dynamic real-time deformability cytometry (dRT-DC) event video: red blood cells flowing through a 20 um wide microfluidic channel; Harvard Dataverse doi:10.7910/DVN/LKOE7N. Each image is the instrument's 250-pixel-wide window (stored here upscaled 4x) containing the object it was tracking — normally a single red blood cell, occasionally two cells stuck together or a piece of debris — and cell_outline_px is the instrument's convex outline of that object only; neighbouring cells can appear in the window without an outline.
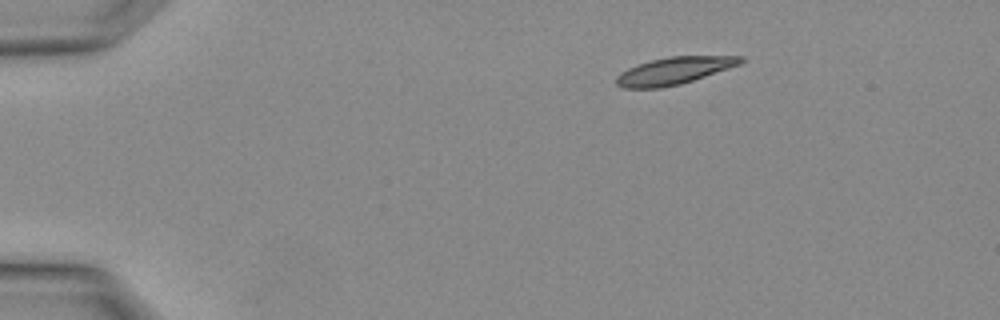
{"species": "Egyptian fruit bat (a non-hibernating species)", "species_latin": "Rousettus aegyptiacus", "temperature_condition": "warm", "stored_images_in_passage": 3, "camera_frame_rate_fps": 3000, "um_per_image_px": 0.085, "animal": {"sex": "female"}, "frame": {"image": 1, "passage_image": 2, "time_ms": 0.333, "image_size_px": [1000, 320], "cell_outline_px": [[744, 60], [740, 64], [680, 84], [660, 88], [624, 88], [616, 84], [616, 76], [620, 72], [628, 68], [652, 60], [668, 56], [744, 56]], "centroid_in_image_um": [57.27, 6.01], "position_along_channel_um": 27.7, "area_um2": 19.42}}
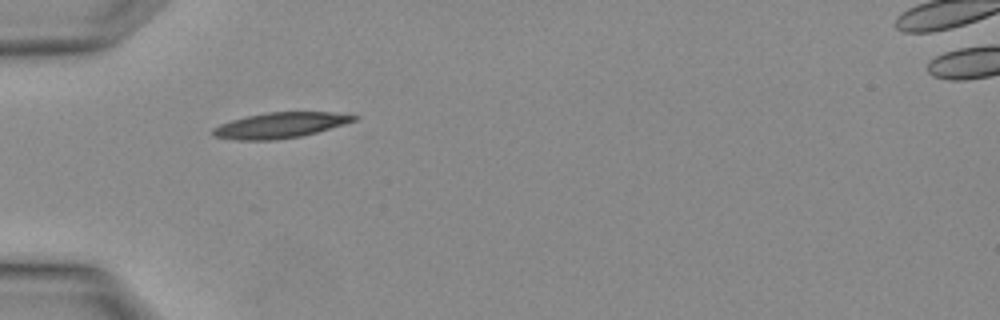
{"frame": {"image": 2, "passage_image": 3, "time_ms": 0.667, "image_size_px": [1000, 320], "cell_outline_px": [[360, 116], [356, 120], [344, 124], [316, 132], [300, 136], [276, 140], [236, 140], [212, 136], [212, 128], [220, 124], [232, 120], [248, 116], [268, 112], [332, 112]], "centroid_in_image_um": [23.79, 10.65], "position_along_channel_um": 61.2, "area_um2": 20.87}}